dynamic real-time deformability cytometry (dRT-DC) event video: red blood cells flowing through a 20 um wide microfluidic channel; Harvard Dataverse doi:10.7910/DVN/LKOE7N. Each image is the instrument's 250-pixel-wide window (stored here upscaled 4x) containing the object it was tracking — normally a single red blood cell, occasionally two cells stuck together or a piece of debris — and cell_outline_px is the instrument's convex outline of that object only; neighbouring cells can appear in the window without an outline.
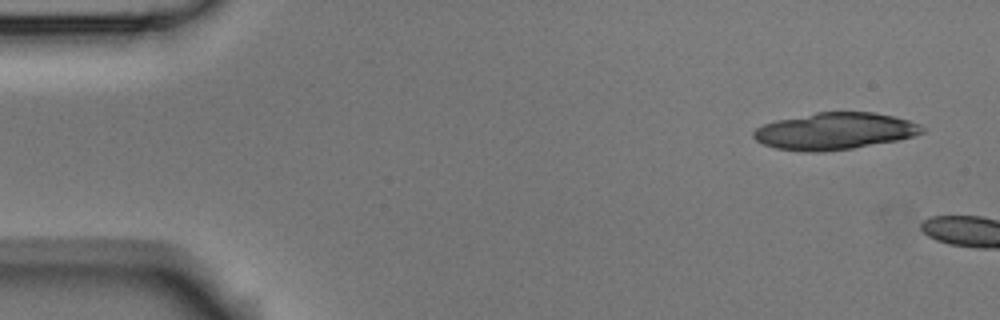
{"species": "Egyptian fruit bat (a non-hibernating species)", "species_latin": "Rousettus aegyptiacus", "temperature_condition": "room temperature", "stored_images_in_passage": 5, "camera_frame_rate_fps": 3000, "um_per_image_px": 0.085, "animal": {"sex": "male"}, "frame": {"image": 1, "passage_image": 1, "time_ms": 0.0, "image_size_px": [1000, 320], "cell_outline_px": [[924, 132], [900, 140], [852, 148], [824, 152], [804, 152], [776, 148], [764, 144], [756, 140], [752, 136], [752, 132], [756, 128], [764, 124], [776, 120], [816, 112], [872, 112], [892, 116], [908, 120], [920, 124], [924, 128]], "centroid_in_image_um": [70.94, 11.15], "position_along_channel_um": 14.1, "area_um2": 36.24}}
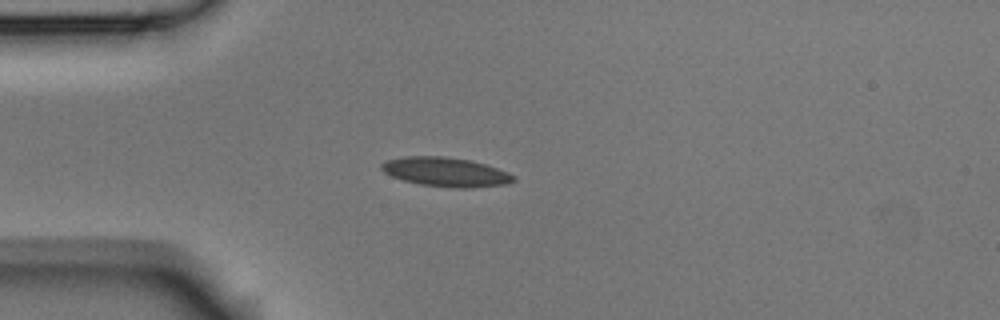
{"frame": {"image": 2, "passage_image": 5, "time_ms": 1.333, "image_size_px": [1000, 320], "cell_outline_px": [[516, 180], [508, 184], [472, 188], [456, 188], [420, 184], [404, 180], [392, 176], [384, 172], [380, 168], [380, 164], [384, 160], [404, 156], [444, 156], [468, 160], [484, 164], [508, 172], [516, 176]], "centroid_in_image_um": [37.88, 14.62], "position_along_channel_um": 47.1, "area_um2": 22.54}}